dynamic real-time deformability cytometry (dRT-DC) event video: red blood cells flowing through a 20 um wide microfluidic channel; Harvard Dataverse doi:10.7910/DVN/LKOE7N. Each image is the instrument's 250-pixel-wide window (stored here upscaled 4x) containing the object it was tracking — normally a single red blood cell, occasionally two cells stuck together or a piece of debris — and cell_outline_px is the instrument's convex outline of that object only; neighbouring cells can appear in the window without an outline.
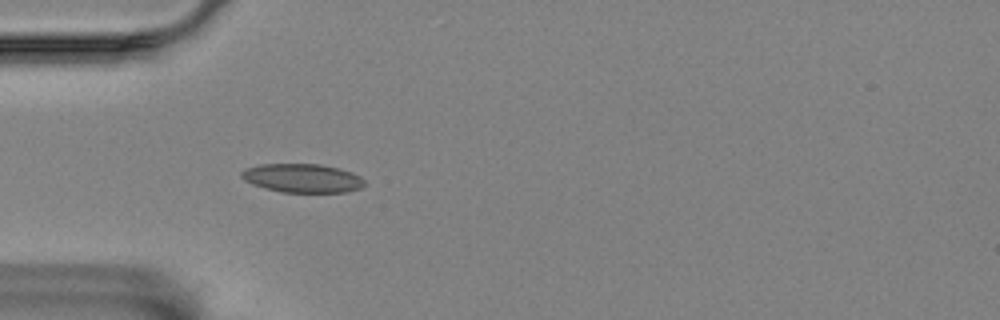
{"species": "Egyptian fruit bat (a non-hibernating species)", "species_latin": "Rousettus aegyptiacus", "temperature_condition": "room temperature", "stored_images_in_passage": 4, "camera_frame_rate_fps": 3000, "um_per_image_px": 0.085, "animal": {"sex": "female"}, "frame": {"image": 1, "passage_image": 4, "time_ms": 3.333, "image_size_px": [1000, 320], "cell_outline_px": [[364, 184], [360, 188], [344, 192], [284, 192], [252, 184], [244, 180], [240, 176], [240, 172], [244, 168], [260, 164], [320, 164], [340, 168], [352, 172], [360, 176], [364, 180]], "centroid_in_image_um": [25.69, 15.13], "position_along_channel_um": 59.3, "area_um2": 20.58}}